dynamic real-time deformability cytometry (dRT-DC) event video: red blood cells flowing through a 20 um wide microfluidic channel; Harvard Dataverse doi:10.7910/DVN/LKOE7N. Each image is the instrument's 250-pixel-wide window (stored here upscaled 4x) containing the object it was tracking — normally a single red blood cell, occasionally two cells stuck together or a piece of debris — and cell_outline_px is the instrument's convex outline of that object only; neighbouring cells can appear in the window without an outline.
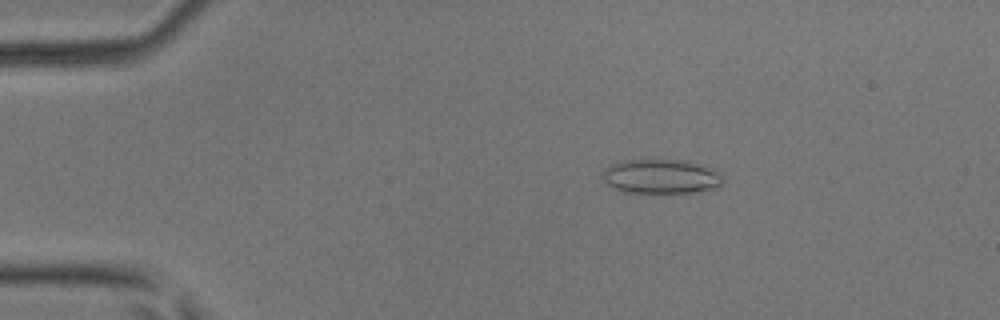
{"species": "common noctule bat (a hibernating species)", "species_latin": "Nyctalus noctula", "temperature_condition": "room temperature", "stored_images_in_passage": 41, "camera_frame_rate_fps": 3000, "um_per_image_px": 0.085, "animal": {"sex": "male", "body_mass_g": 17.9, "forearm_length_mm": 54.2}, "frame": {"image": 1, "passage_image": 1, "time_ms": 0.0, "image_size_px": [1000, 320], "cell_outline_px": [[724, 184], [720, 188], [696, 192], [624, 192], [612, 188], [604, 180], [604, 172], [612, 164], [620, 160], [648, 156], [688, 160], [704, 164], [716, 168], [724, 180]], "centroid_in_image_um": [56.27, 14.93], "position_along_channel_um": 28.7, "area_um2": 25.43}}
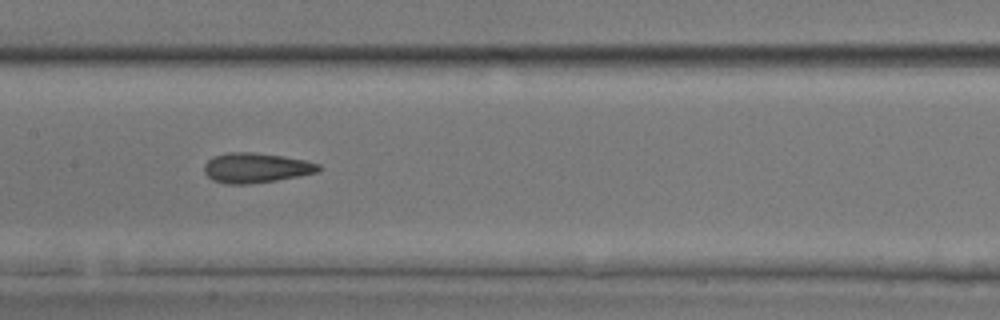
{"frame": {"image": 2, "passage_image": 17, "time_ms": 5.333, "image_size_px": [1000, 320], "cell_outline_px": [[320, 168], [316, 172], [300, 176], [276, 180], [248, 184], [224, 184], [212, 180], [204, 172], [204, 164], [212, 156], [228, 152], [252, 152], [280, 156], [304, 160], [320, 164]], "centroid_in_image_um": [21.7, 14.27], "position_along_channel_um": 185.7, "area_um2": 19.88}}
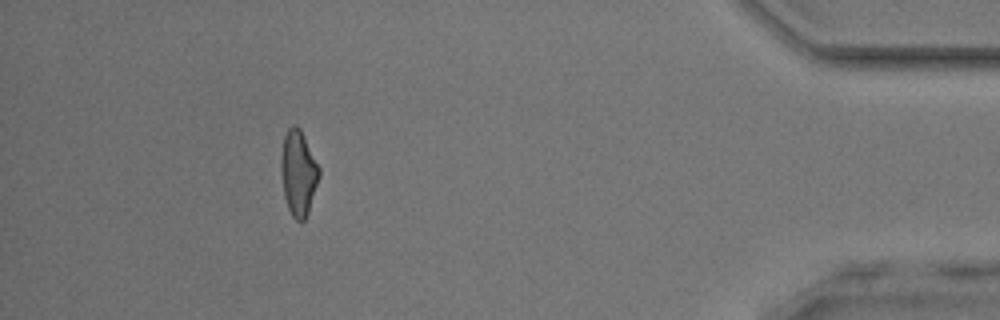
{"frame": {"image": 3, "passage_image": 37, "time_ms": 12.0, "image_size_px": [1000, 320], "cell_outline_px": [[320, 176], [308, 212], [304, 220], [300, 224], [292, 216], [288, 208], [284, 196], [280, 168], [280, 156], [284, 136], [288, 128], [292, 124], [296, 124], [300, 128], [320, 168]], "centroid_in_image_um": [25.35, 14.69], "position_along_channel_um": 409.9, "area_um2": 19.13}, "authors_computed_cell_mechanics": {"area_um2": 19.4208, "velocity_mm_per_s": 4.1711, "shape_relaxation_time_tau1_ms": 6.5546, "shape_relaxation_time_tau2_ms": 2.8121, "deformation_change_tau1": 0.1578, "deformation_change_tau2": 0.1317}}